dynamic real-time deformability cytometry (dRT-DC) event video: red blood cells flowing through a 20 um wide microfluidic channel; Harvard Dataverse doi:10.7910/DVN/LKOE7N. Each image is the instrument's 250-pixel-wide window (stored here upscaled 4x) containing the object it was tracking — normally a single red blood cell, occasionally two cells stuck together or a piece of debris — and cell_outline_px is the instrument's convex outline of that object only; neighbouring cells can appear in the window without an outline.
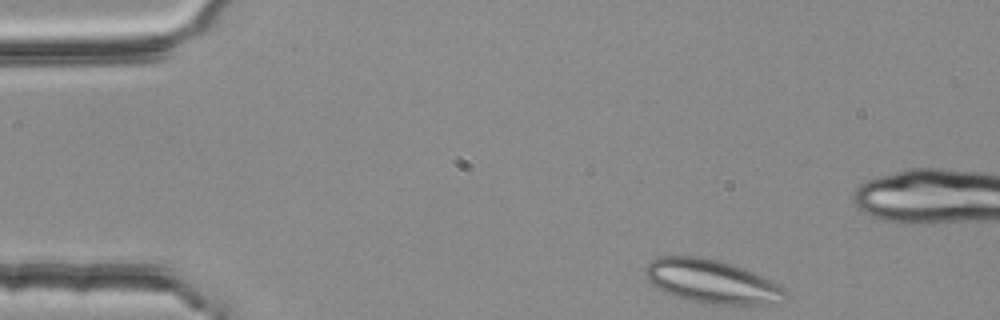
{"species": "common noctule bat (a hibernating species)", "species_latin": "Nyctalus noctula", "temperature_condition": "room temperature", "stored_images_in_passage": 2, "segment_of_instrument_passage": [2, 2], "camera_frame_rate_fps": 3000, "um_per_image_px": 0.085, "animal": {"sex": "female", "body_mass_g": 25.1}, "frame": {"image": 1, "passage_image": 2, "time_ms": 0.333, "image_size_px": [1000, 320], "cell_outline_px": [[788, 296], [780, 304], [704, 304], [672, 296], [656, 288], [644, 276], [644, 268], [652, 260], [660, 256], [700, 256], [720, 260], [736, 264], [784, 288]], "centroid_in_image_um": [60.47, 23.93], "position_along_channel_um": 24.5, "area_um2": 35.95}}